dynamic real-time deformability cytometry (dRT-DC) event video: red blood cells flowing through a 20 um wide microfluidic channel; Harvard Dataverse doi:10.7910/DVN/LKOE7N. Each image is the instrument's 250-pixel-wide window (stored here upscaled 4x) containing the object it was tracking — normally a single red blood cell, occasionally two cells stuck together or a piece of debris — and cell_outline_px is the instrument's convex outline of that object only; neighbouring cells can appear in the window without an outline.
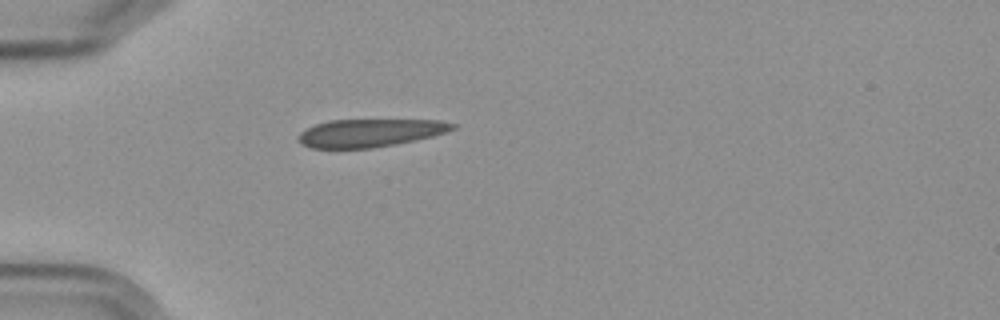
{"species": "Egyptian fruit bat (a non-hibernating species)", "species_latin": "Rousettus aegyptiacus", "temperature_condition": "cold", "stored_images_in_passage": 1, "camera_frame_rate_fps": 3000, "um_per_image_px": 0.085, "frame": {"image": 1, "passage_image": 1, "time_ms": 0.0, "image_size_px": [1000, 320], "cell_outline_px": [[456, 128], [432, 136], [416, 140], [372, 148], [312, 148], [304, 144], [300, 140], [300, 132], [316, 124], [328, 120], [440, 120], [456, 124]], "centroid_in_image_um": [31.48, 11.29], "position_along_channel_um": 53.5, "area_um2": 24.74}}